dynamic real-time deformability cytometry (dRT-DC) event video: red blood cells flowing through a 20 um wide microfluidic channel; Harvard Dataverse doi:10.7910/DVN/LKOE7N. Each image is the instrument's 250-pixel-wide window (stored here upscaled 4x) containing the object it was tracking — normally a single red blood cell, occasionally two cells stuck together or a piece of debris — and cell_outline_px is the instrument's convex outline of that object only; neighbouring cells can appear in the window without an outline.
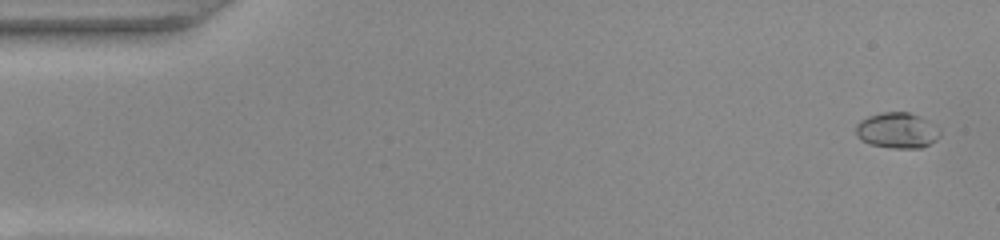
{"species": "common noctule bat (a hibernating species)", "species_latin": "Nyctalus noctula", "temperature_condition": "warm", "stored_images_in_passage": 14, "camera_frame_rate_fps": 3000, "um_per_image_px": 0.085, "animal": {"sex": "female", "body_mass_g": 22.0, "forearm_length_mm": 56.7}, "frame": {"image": 1, "passage_image": 2, "time_ms": 0.333, "image_size_px": [1000, 240], "cell_outline_px": [[940, 136], [936, 140], [920, 148], [892, 148], [868, 144], [860, 140], [856, 136], [856, 124], [860, 120], [868, 116], [880, 112], [908, 112], [920, 116], [928, 120], [940, 128]], "centroid_in_image_um": [76.24, 11.08], "position_along_channel_um": 8.8, "area_um2": 17.74}}